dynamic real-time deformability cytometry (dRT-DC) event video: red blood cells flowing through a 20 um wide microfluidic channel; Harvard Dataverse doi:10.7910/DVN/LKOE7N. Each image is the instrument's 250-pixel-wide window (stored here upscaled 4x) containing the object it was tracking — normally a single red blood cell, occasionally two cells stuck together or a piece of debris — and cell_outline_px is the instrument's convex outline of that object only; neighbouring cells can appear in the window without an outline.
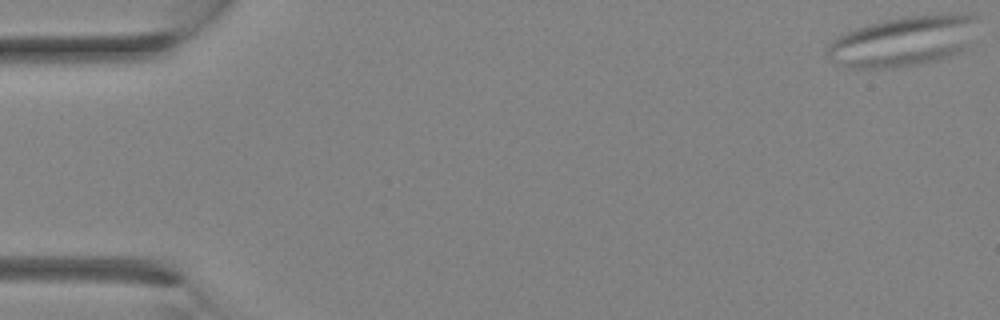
{"species": "Egyptian fruit bat (a non-hibernating species)", "species_latin": "Rousettus aegyptiacus", "temperature_condition": "room temperature", "stored_images_in_passage": 21, "camera_frame_rate_fps": 3000, "um_per_image_px": 0.085, "animal": {"sex": "female"}, "frame": {"image": 1, "passage_image": 1, "time_ms": 0.0, "image_size_px": [1000, 320], "cell_outline_px": [[976, 20], [960, 52], [936, 60], [920, 64], [896, 68], [852, 68], [840, 64], [832, 60], [828, 56], [828, 44], [836, 36], [856, 28], [884, 20], [904, 16], [948, 12], [960, 12], [976, 16]], "centroid_in_image_um": [76.72, 3.48], "position_along_channel_um": 8.3, "area_um2": 43.58}}
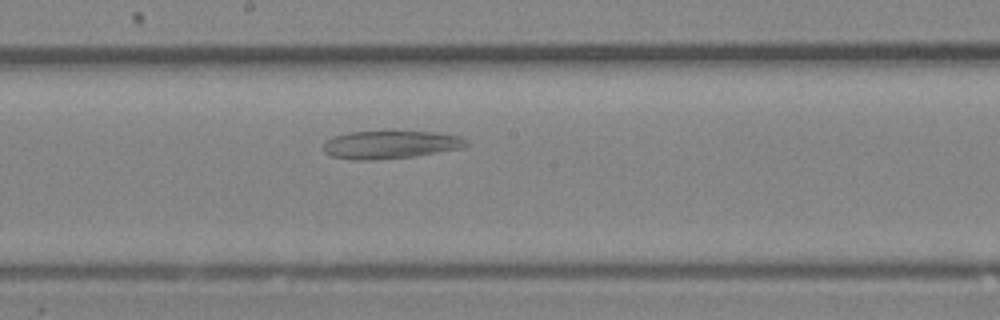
{"frame": {"image": 2, "passage_image": 17, "time_ms": 5.333, "image_size_px": [1000, 320], "cell_outline_px": [[468, 144], [464, 148], [412, 156], [376, 160], [356, 160], [332, 156], [324, 152], [320, 148], [324, 140], [332, 136], [348, 132], [436, 132], [460, 136]], "centroid_in_image_um": [33.1, 12.3], "position_along_channel_um": 215.1, "area_um2": 23.29}}
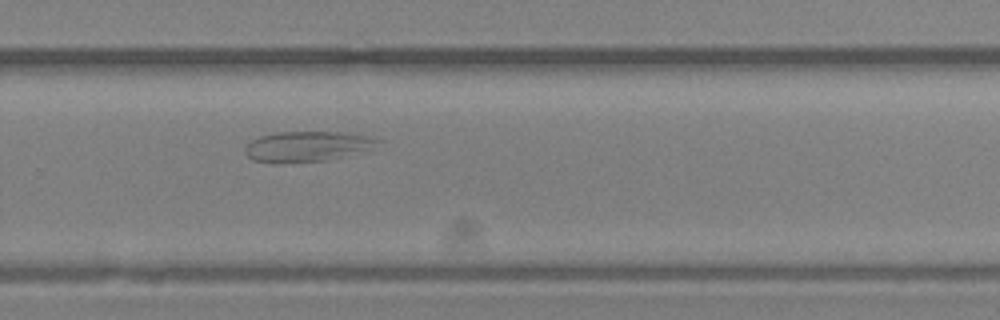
{"frame": {"image": 3, "passage_image": 21, "time_ms": 6.667, "image_size_px": [1000, 320], "cell_outline_px": [[384, 140], [364, 148], [328, 160], [252, 160], [244, 152], [244, 148], [252, 140], [260, 136], [276, 132], [348, 132], [368, 136]], "centroid_in_image_um": [26.06, 12.38], "position_along_channel_um": 303.7, "area_um2": 21.96}}